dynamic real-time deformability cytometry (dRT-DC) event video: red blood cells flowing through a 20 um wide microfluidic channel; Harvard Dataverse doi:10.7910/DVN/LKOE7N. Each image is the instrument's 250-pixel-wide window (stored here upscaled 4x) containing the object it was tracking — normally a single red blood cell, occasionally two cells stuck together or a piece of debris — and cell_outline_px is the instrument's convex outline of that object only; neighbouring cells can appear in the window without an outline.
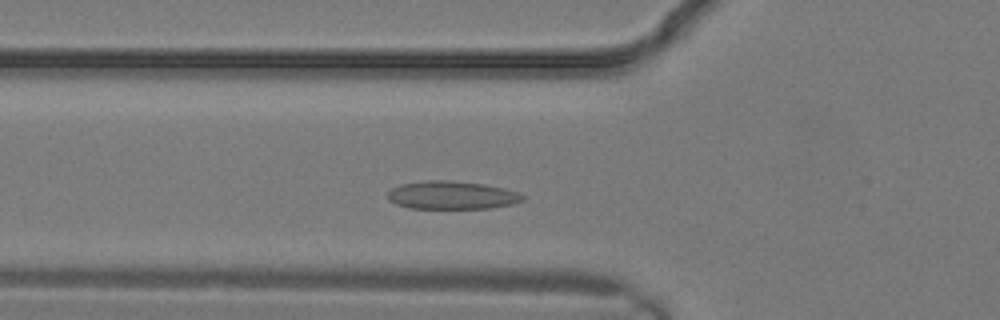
{"species": "common noctule bat (a hibernating species)", "species_latin": "Nyctalus noctula", "temperature_condition": "warm", "stored_images_in_passage": 5, "camera_frame_rate_fps": 3000, "um_per_image_px": 0.085, "animal": {"sex": "male", "body_mass_g": 19.2, "forearm_length_mm": 51.8}, "frame": {"image": 1, "passage_image": 3, "time_ms": 0.667, "image_size_px": [1000, 320], "cell_outline_px": [[524, 200], [512, 204], [488, 208], [408, 208], [396, 204], [388, 200], [388, 192], [392, 188], [400, 184], [428, 180], [448, 180], [484, 184], [504, 188], [516, 192], [524, 196]], "centroid_in_image_um": [38.38, 16.59], "position_along_channel_um": 87.4, "area_um2": 22.02}}
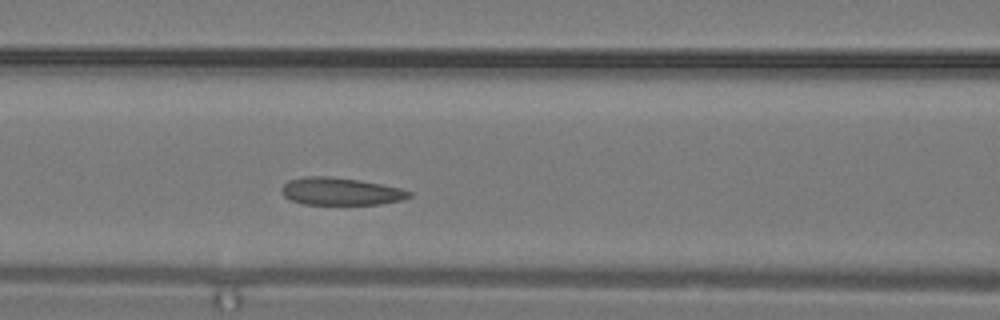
{"frame": {"image": 2, "passage_image": 5, "time_ms": 1.333, "image_size_px": [1000, 320], "cell_outline_px": [[412, 196], [400, 200], [380, 204], [304, 204], [292, 200], [284, 196], [280, 192], [280, 188], [288, 180], [304, 176], [328, 176], [360, 180], [400, 188], [412, 192]], "centroid_in_image_um": [28.92, 16.26], "position_along_channel_um": 137.7, "area_um2": 20.4}}